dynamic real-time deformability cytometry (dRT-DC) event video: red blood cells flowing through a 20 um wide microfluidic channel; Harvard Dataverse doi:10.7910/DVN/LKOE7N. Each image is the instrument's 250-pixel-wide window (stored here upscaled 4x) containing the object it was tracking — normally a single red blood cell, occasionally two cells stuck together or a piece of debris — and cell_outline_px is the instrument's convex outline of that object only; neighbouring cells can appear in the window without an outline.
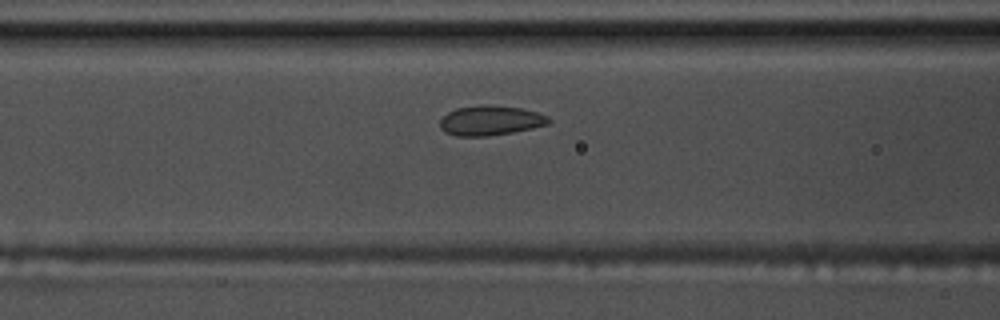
{"species": "common noctule bat (a hibernating species)", "species_latin": "Nyctalus noctula", "temperature_condition": "warm", "stored_images_in_passage": 49, "camera_frame_rate_fps": 3000, "um_per_image_px": 0.085, "animal": {"sex": "male", "body_mass_g": 17.5, "forearm_length_mm": 52.3}, "frame": {"image": 1, "passage_image": 15, "time_ms": 4.667, "image_size_px": [1000, 320], "cell_outline_px": [[552, 120], [548, 124], [532, 128], [512, 132], [488, 136], [456, 136], [444, 132], [440, 128], [440, 120], [448, 112], [456, 108], [488, 104], [520, 108], [536, 112], [548, 116]], "centroid_in_image_um": [41.67, 10.24], "position_along_channel_um": 124.9, "area_um2": 18.84}}
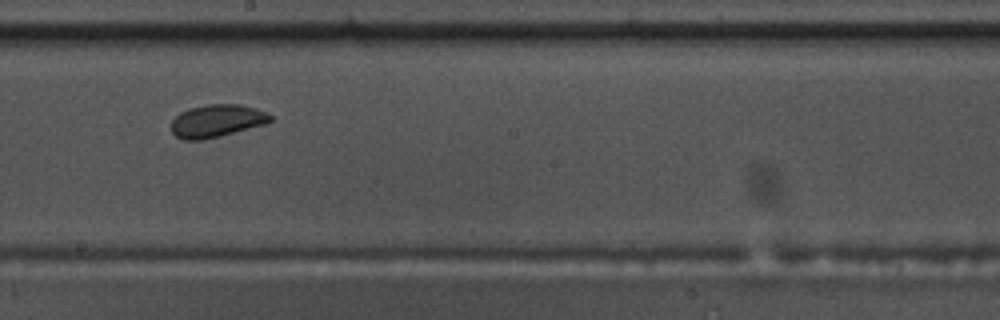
{"frame": {"image": 2, "passage_image": 24, "time_ms": 7.667, "image_size_px": [1000, 320], "cell_outline_px": [[272, 120], [264, 124], [220, 136], [204, 140], [184, 140], [176, 136], [172, 132], [172, 120], [180, 112], [188, 108], [208, 104], [240, 104], [256, 108], [272, 116]], "centroid_in_image_um": [18.4, 10.27], "position_along_channel_um": 229.8, "area_um2": 18.79}}
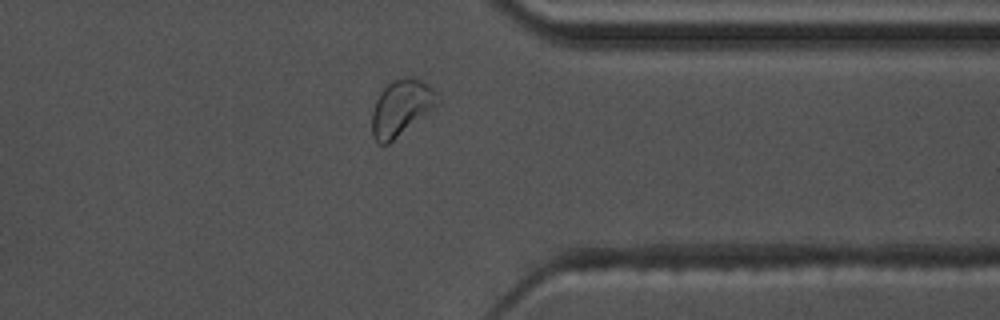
{"frame": {"image": 3, "passage_image": 37, "time_ms": 12.0, "image_size_px": [1000, 320], "cell_outline_px": [[440, 104], [388, 144], [380, 144], [372, 136], [372, 112], [376, 100], [380, 92], [392, 80], [408, 76], [412, 76], [428, 84], [440, 96]], "centroid_in_image_um": [34.13, 9.14], "position_along_channel_um": 377.3, "area_um2": 21.44}}